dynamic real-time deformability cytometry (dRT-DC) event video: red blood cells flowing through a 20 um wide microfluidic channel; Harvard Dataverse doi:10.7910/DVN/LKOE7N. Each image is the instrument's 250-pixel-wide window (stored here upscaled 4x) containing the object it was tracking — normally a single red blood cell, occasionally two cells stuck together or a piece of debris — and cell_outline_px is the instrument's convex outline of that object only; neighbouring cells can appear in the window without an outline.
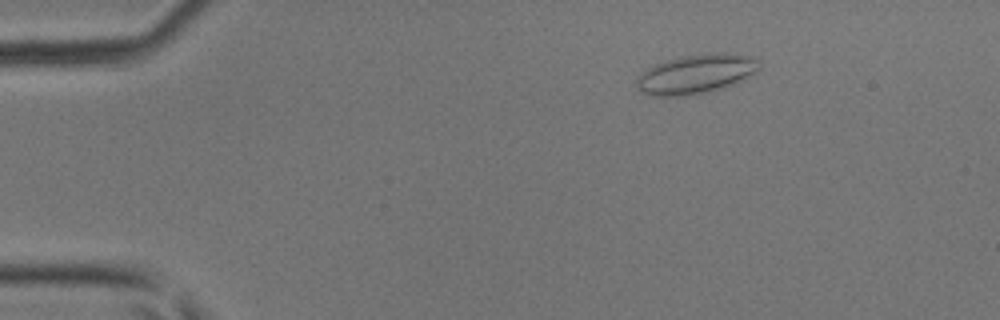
{"species": "common noctule bat (a hibernating species)", "species_latin": "Nyctalus noctula", "temperature_condition": "room temperature", "stored_images_in_passage": 18, "camera_frame_rate_fps": 3000, "um_per_image_px": 0.085, "animal": {"sex": "male", "body_mass_g": 17.9, "forearm_length_mm": 54.2}, "frame": {"image": 1, "passage_image": 1, "time_ms": 0.0, "image_size_px": [1000, 320], "cell_outline_px": [[760, 68], [756, 72], [732, 84], [720, 88], [688, 96], [648, 96], [640, 92], [636, 84], [636, 80], [644, 68], [652, 64], [680, 56], [708, 52], [728, 52], [752, 56], [756, 60]], "centroid_in_image_um": [59.09, 6.27], "position_along_channel_um": 25.9, "area_um2": 28.44}}
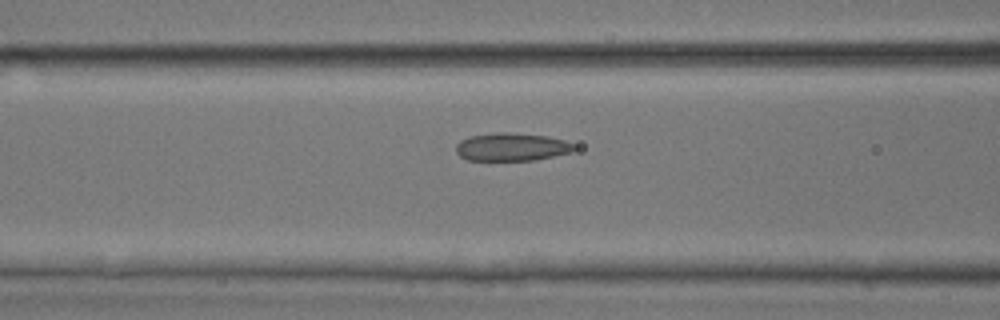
{"frame": {"image": 2, "passage_image": 13, "time_ms": 4.0, "image_size_px": [1000, 320], "cell_outline_px": [[576, 148], [572, 152], [536, 160], [468, 160], [460, 156], [456, 152], [456, 144], [460, 140], [468, 136], [500, 132], [508, 132], [548, 136], [564, 140], [572, 144]], "centroid_in_image_um": [43.48, 12.49], "position_along_channel_um": 123.1, "area_um2": 19.31}}
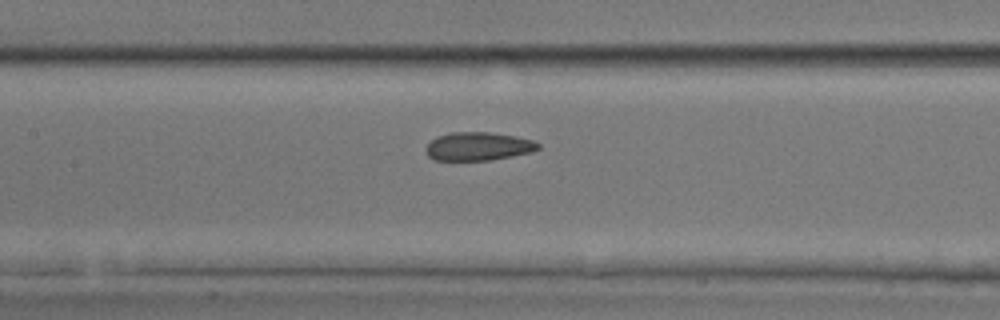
{"frame": {"image": 3, "passage_image": 16, "time_ms": 5.0, "image_size_px": [1000, 320], "cell_outline_px": [[540, 148], [532, 152], [492, 160], [432, 160], [428, 156], [424, 148], [436, 136], [452, 132], [488, 132], [516, 136], [532, 140], [540, 144]], "centroid_in_image_um": [40.64, 12.44], "position_along_channel_um": 166.8, "area_um2": 18.67}}